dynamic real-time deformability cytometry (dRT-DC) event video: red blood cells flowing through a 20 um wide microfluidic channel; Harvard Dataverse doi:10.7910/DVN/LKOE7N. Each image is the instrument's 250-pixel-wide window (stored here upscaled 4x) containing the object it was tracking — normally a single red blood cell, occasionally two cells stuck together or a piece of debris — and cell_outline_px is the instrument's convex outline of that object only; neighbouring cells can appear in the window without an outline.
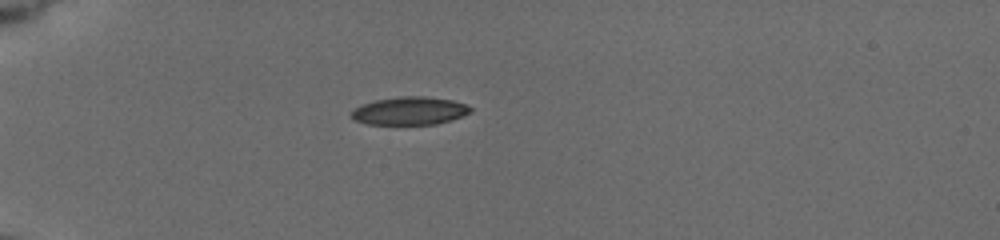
{"species": "common noctule bat (a hibernating species)", "species_latin": "Nyctalus noctula", "temperature_condition": "cold", "stored_images_in_passage": 63, "camera_frame_rate_fps": 3000, "um_per_image_px": 0.085, "animal": {"sex": "female", "body_mass_g": 19.5, "forearm_length_mm": 54.1}, "frame": {"image": 1, "passage_image": 8, "time_ms": 2.333, "image_size_px": [1000, 240], "cell_outline_px": [[472, 112], [436, 124], [368, 124], [352, 120], [352, 108], [360, 104], [376, 100], [400, 96], [424, 96], [452, 100], [464, 104], [472, 108]], "centroid_in_image_um": [34.76, 9.41], "position_along_channel_um": 50.2, "area_um2": 19.36}}
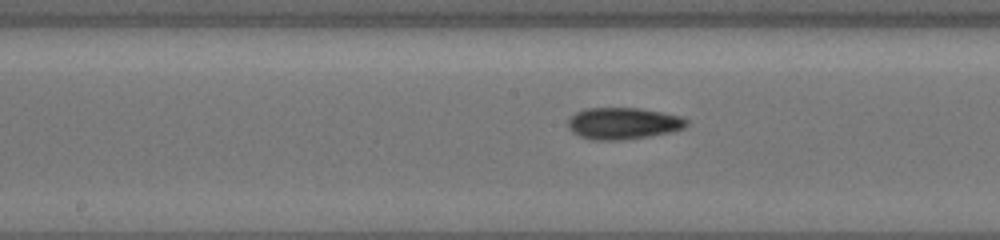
{"frame": {"image": 2, "passage_image": 25, "time_ms": 7.0, "image_size_px": [1000, 240], "cell_outline_px": [[688, 124], [684, 128], [672, 132], [648, 136], [620, 140], [592, 140], [580, 136], [572, 132], [568, 128], [568, 116], [584, 108], [640, 108], [664, 112], [680, 116], [688, 120]], "centroid_in_image_um": [52.95, 10.48], "position_along_channel_um": 195.2, "area_um2": 22.14}}
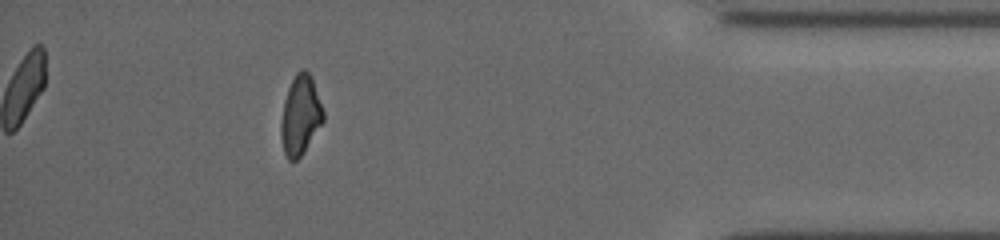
{"frame": {"image": 3, "passage_image": 55, "time_ms": 13.667, "image_size_px": [1000, 240], "cell_outline_px": [[324, 120], [300, 156], [296, 160], [288, 160], [284, 152], [280, 136], [280, 124], [284, 100], [288, 88], [296, 72], [300, 68], [304, 68], [312, 76], [324, 112]], "centroid_in_image_um": [25.52, 9.75], "position_along_channel_um": 409.7, "area_um2": 19.54}, "authors_computed_cell_mechanics": {"area_um2": 20.3456, "velocity_mm_per_s": 3.7587, "shape_relaxation_time_tau1_ms": 3.1296, "shape_relaxation_time_tau2_ms": 4.3689, "deformation_change_tau1": 0.1359, "deformation_change_tau2": 0.107}}